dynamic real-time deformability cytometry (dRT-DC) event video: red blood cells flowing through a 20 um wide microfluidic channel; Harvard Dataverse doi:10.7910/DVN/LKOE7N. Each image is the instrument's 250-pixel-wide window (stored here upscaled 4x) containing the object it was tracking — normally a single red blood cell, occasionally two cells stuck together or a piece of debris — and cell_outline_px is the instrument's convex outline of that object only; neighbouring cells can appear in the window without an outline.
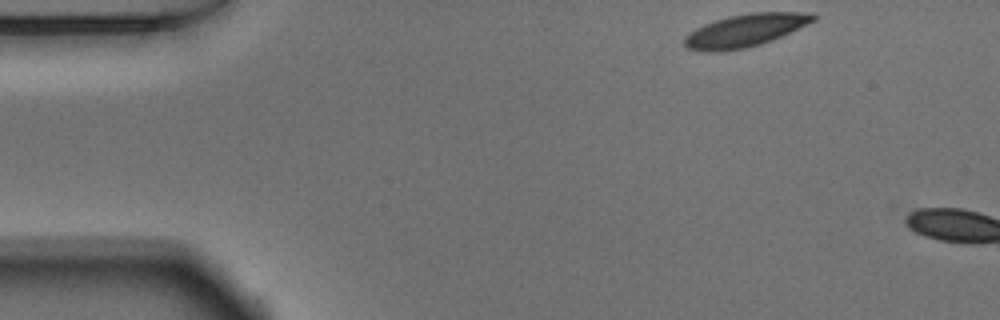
{"species": "Egyptian fruit bat (a non-hibernating species)", "species_latin": "Rousettus aegyptiacus", "temperature_condition": "warm", "stored_images_in_passage": 3, "camera_frame_rate_fps": 3000, "um_per_image_px": 0.085, "animal": {"sex": "male"}, "frame": {"image": 1, "passage_image": 1, "time_ms": 0.0, "image_size_px": [1000, 320], "cell_outline_px": [[816, 20], [808, 24], [772, 40], [760, 44], [744, 48], [720, 52], [708, 52], [688, 48], [684, 44], [684, 36], [696, 28], [704, 24], [728, 16], [748, 12], [816, 12]], "centroid_in_image_um": [63.36, 2.57], "position_along_channel_um": 21.6, "area_um2": 24.62}}